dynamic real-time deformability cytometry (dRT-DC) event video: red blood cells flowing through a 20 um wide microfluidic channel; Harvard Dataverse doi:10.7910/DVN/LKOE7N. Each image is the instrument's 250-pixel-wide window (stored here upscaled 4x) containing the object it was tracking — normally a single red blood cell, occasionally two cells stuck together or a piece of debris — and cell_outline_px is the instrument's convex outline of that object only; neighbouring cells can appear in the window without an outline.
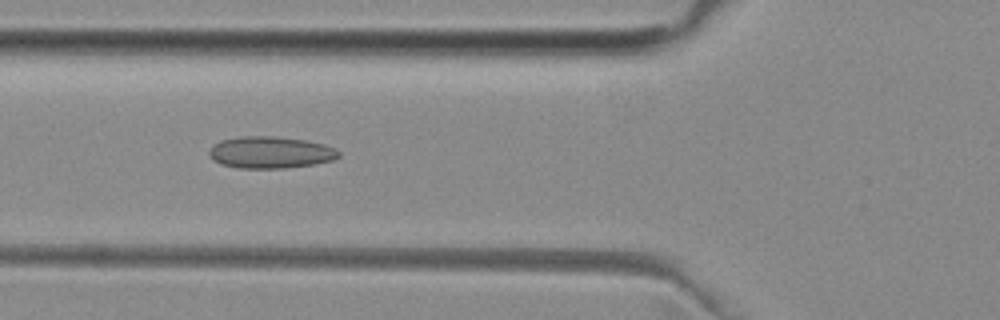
{"species": "common noctule bat (a hibernating species)", "species_latin": "Nyctalus noctula", "temperature_condition": "room temperature", "stored_images_in_passage": 16, "camera_frame_rate_fps": 3000, "um_per_image_px": 0.085, "animal": {"sex": "female", "body_mass_g": 29.2, "forearm_length_mm": 56.3}, "frame": {"image": 1, "passage_image": 10, "time_ms": 3.0, "image_size_px": [1000, 320], "cell_outline_px": [[340, 156], [332, 160], [312, 164], [284, 168], [240, 168], [220, 164], [212, 160], [208, 156], [208, 152], [216, 144], [224, 140], [240, 136], [272, 136], [304, 140], [324, 144], [336, 148], [340, 152]], "centroid_in_image_um": [22.99, 12.96], "position_along_channel_um": 102.8, "area_um2": 23.87}}